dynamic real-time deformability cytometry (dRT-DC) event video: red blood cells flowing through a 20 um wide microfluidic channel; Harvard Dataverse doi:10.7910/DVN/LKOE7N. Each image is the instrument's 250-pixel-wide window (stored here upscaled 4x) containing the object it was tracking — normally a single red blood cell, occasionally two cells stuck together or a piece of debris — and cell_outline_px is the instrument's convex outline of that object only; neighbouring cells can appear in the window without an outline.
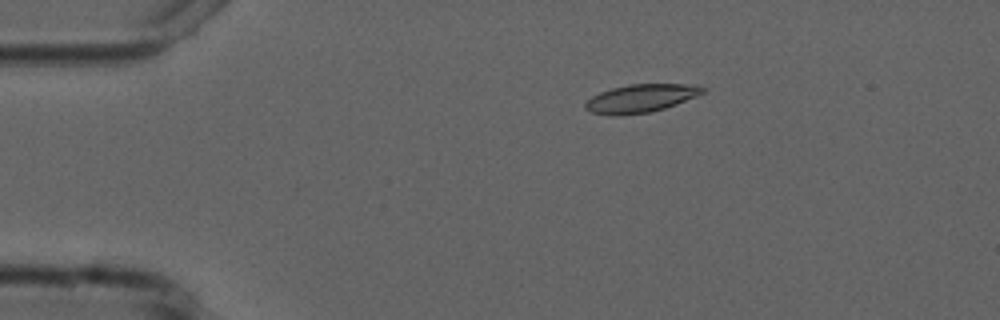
{"species": "common noctule bat (a hibernating species)", "species_latin": "Nyctalus noctula", "temperature_condition": "cold", "stored_images_in_passage": 8, "camera_frame_rate_fps": 3000, "um_per_image_px": 0.085, "animal": {"sex": "male", "forearm_length_mm": 52.5}, "frame": {"image": 1, "passage_image": 3, "time_ms": 2.333, "image_size_px": [1000, 320], "cell_outline_px": [[704, 92], [696, 96], [676, 104], [664, 108], [648, 112], [616, 116], [592, 112], [584, 108], [584, 104], [592, 96], [600, 92], [612, 88], [628, 84], [696, 84], [704, 88]], "centroid_in_image_um": [54.45, 8.35], "position_along_channel_um": 30.5, "area_um2": 19.07}}
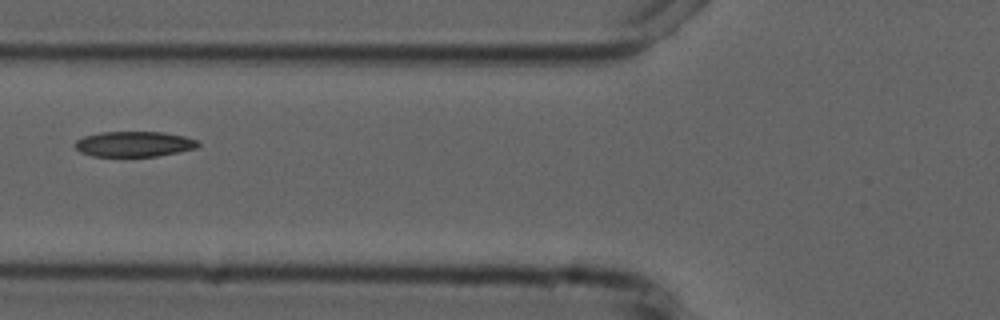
{"frame": {"image": 2, "passage_image": 6, "time_ms": 6.0, "image_size_px": [1000, 320], "cell_outline_px": [[200, 144], [196, 148], [156, 156], [92, 156], [80, 152], [72, 144], [76, 140], [84, 136], [100, 132], [164, 132], [184, 136], [196, 140]], "centroid_in_image_um": [11.35, 12.24], "position_along_channel_um": 114.5, "area_um2": 18.15}}
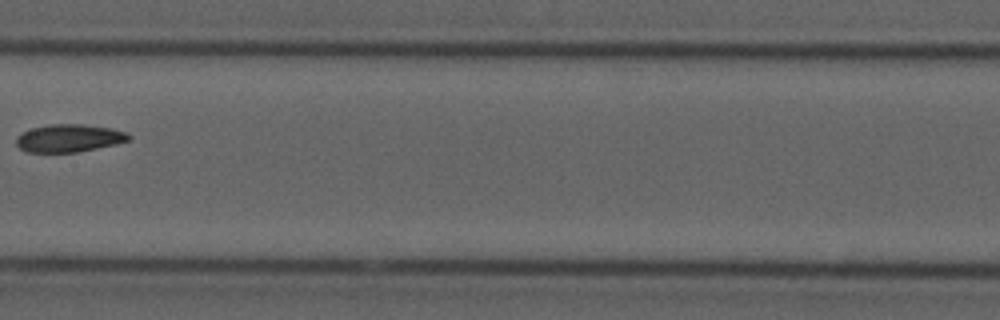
{"frame": {"image": 3, "passage_image": 8, "time_ms": 8.333, "image_size_px": [1000, 320], "cell_outline_px": [[132, 136], [128, 140], [116, 144], [76, 152], [28, 152], [20, 148], [16, 144], [16, 136], [32, 128], [52, 124], [80, 124], [108, 128], [128, 132]], "centroid_in_image_um": [5.87, 11.74], "position_along_channel_um": 201.5, "area_um2": 17.98}}